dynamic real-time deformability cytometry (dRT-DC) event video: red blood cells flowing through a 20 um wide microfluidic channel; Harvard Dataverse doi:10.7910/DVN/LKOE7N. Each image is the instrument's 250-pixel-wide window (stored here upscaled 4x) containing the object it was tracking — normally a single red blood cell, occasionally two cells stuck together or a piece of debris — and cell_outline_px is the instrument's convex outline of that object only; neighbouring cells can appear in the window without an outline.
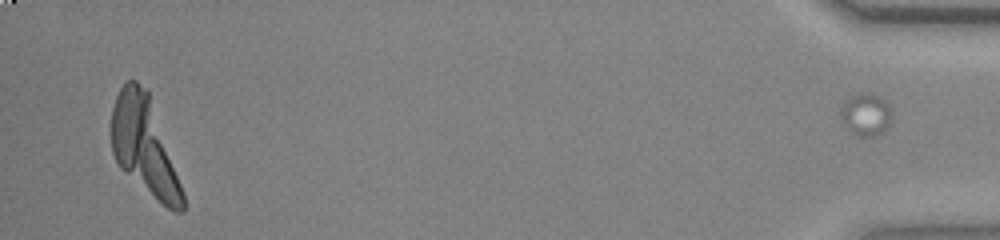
{"species": "common noctule bat (a hibernating species)", "species_latin": "Nyctalus noctula", "temperature_condition": "warm", "stored_images_in_passage": 51, "camera_frame_rate_fps": 3000, "um_per_image_px": 0.085, "animal": {"sex": "female", "body_mass_g": 23.0, "forearm_length_mm": 53.4}, "frame": {"image": 1, "passage_image": 51, "time_ms": 16.667, "image_size_px": [1000, 240], "cell_outline_px": [[888, 124], [880, 132], [872, 136], [856, 136], [848, 132], [840, 124], [840, 108], [852, 96], [860, 92], [872, 92], [884, 100], [888, 104]], "centroid_in_image_um": [73.48, 9.74], "position_along_channel_um": 361.7, "area_um2": 12.48}}